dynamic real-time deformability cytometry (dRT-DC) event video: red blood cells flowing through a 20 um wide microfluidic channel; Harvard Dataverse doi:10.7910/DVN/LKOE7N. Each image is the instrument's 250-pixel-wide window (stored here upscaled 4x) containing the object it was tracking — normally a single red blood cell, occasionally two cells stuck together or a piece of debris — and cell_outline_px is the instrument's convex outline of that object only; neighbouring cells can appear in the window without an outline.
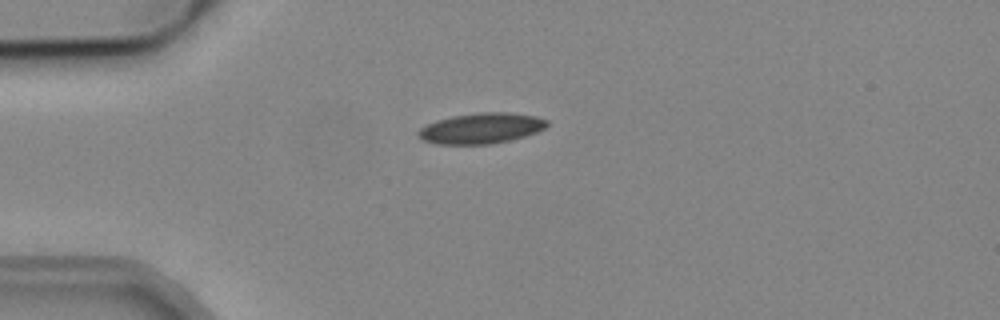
{"species": "common noctule bat (a hibernating species)", "species_latin": "Nyctalus noctula", "temperature_condition": "cold", "stored_images_in_passage": 53, "camera_frame_rate_fps": 3000, "um_per_image_px": 0.085, "animal": {"sex": "male", "body_mass_g": 19.2, "forearm_length_mm": 51.8}, "frame": {"image": 1, "passage_image": 14, "time_ms": 4.333, "image_size_px": [1000, 320], "cell_outline_px": [[548, 124], [544, 128], [536, 132], [524, 136], [508, 140], [488, 144], [436, 144], [424, 140], [416, 136], [416, 132], [420, 128], [436, 120], [452, 116], [476, 112], [508, 112], [536, 116], [548, 120]], "centroid_in_image_um": [40.87, 10.89], "position_along_channel_um": 44.1, "area_um2": 22.95}}
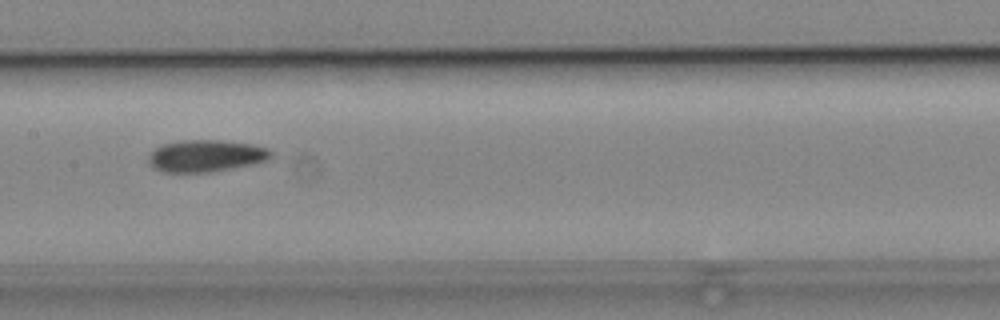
{"frame": {"image": 2, "passage_image": 27, "time_ms": 8.667, "image_size_px": [1000, 320], "cell_outline_px": [[272, 156], [264, 160], [252, 164], [212, 172], [164, 172], [152, 168], [148, 164], [148, 156], [160, 144], [180, 140], [220, 140], [252, 144], [268, 148], [272, 152]], "centroid_in_image_um": [17.45, 13.24], "position_along_channel_um": 189.9, "area_um2": 22.89}}
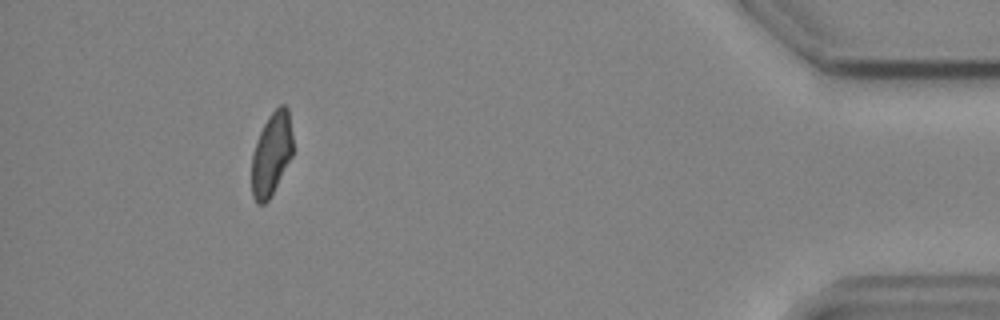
{"frame": {"image": 3, "passage_image": 49, "time_ms": 16.0, "image_size_px": [1000, 320], "cell_outline_px": [[292, 156], [268, 200], [264, 204], [256, 204], [252, 196], [252, 152], [256, 140], [268, 116], [280, 104], [284, 104], [288, 108], [292, 136]], "centroid_in_image_um": [23.06, 13.08], "position_along_channel_um": 412.1, "area_um2": 19.83}}